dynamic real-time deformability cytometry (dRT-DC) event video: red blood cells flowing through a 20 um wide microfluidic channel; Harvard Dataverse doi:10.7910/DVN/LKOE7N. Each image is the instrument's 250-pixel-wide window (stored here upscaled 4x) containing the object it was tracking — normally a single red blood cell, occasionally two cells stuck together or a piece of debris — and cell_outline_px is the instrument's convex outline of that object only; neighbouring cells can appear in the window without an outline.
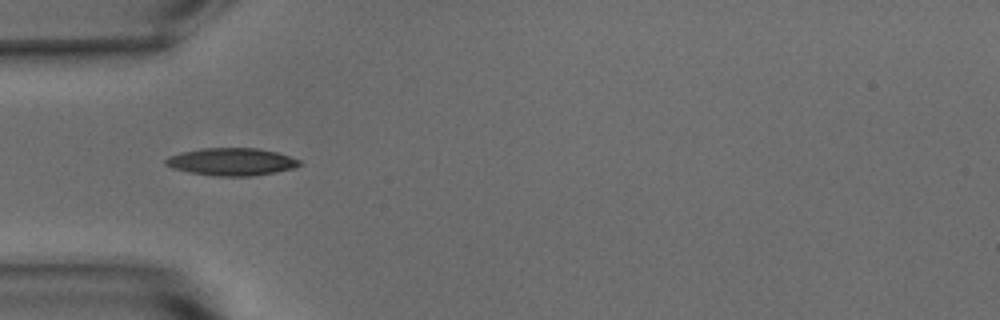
{"species": "common noctule bat (a hibernating species)", "species_latin": "Nyctalus noctula", "temperature_condition": "warm", "stored_images_in_passage": 37, "camera_frame_rate_fps": 3000, "um_per_image_px": 0.085, "animal": {"sex": "male", "body_mass_g": 15.6}, "frame": {"image": 1, "passage_image": 1, "time_ms": 0.0, "image_size_px": [1000, 320], "cell_outline_px": [[304, 164], [292, 168], [276, 172], [252, 176], [216, 176], [188, 172], [172, 168], [164, 164], [164, 160], [168, 156], [180, 152], [200, 148], [256, 148], [276, 152], [300, 160]], "centroid_in_image_um": [19.64, 13.75], "position_along_channel_um": 65.4, "area_um2": 21.56}}
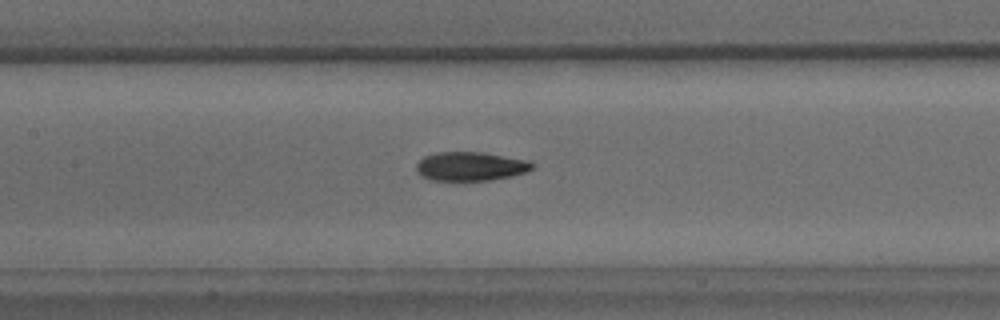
{"frame": {"image": 2, "passage_image": 9, "time_ms": 2.667, "image_size_px": [1000, 320], "cell_outline_px": [[536, 164], [528, 172], [512, 176], [492, 180], [432, 180], [420, 176], [416, 172], [416, 164], [424, 156], [436, 152], [484, 152], [528, 160]], "centroid_in_image_um": [40.01, 14.13], "position_along_channel_um": 167.4, "area_um2": 19.77}}
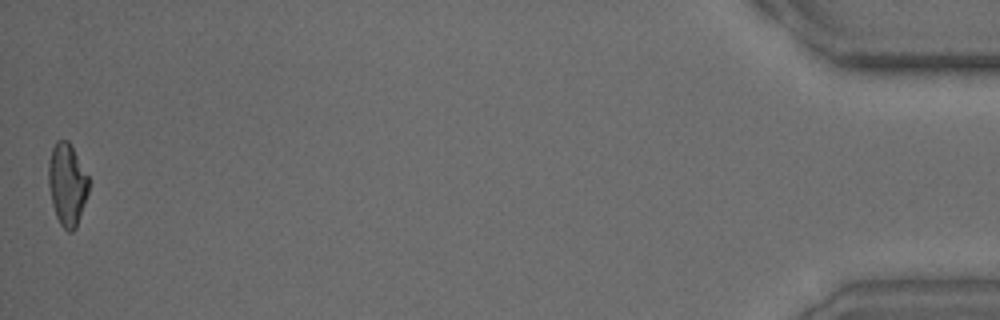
{"frame": {"image": 3, "passage_image": 37, "time_ms": 12.0, "image_size_px": [1000, 320], "cell_outline_px": [[88, 192], [76, 228], [72, 232], [68, 232], [60, 224], [56, 216], [52, 204], [48, 184], [48, 160], [52, 148], [56, 140], [68, 140], [72, 144], [88, 176]], "centroid_in_image_um": [5.69, 15.64], "position_along_channel_um": 429.5, "area_um2": 19.42}, "authors_computed_cell_mechanics": {"area_um2": 19.652, "velocity_mm_per_s": 3.8191, "shape_relaxation_time_tau1_ms": 5.3978, "shape_relaxation_time_tau2_ms": 2.8568, "deformation_change_tau1": 0.1705, "deformation_change_tau2": 0.0959}}